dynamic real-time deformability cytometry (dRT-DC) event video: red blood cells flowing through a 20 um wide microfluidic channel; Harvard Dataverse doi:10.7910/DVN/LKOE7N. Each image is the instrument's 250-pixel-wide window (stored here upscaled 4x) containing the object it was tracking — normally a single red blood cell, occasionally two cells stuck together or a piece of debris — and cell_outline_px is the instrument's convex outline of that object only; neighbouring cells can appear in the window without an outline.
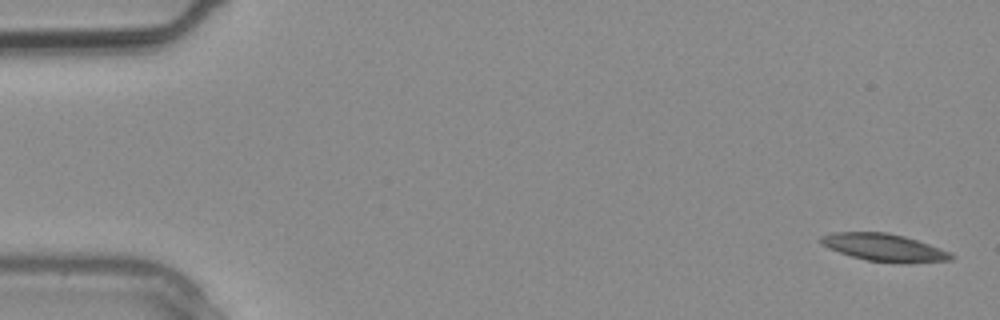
{"species": "common noctule bat (a hibernating species)", "species_latin": "Nyctalus noctula", "temperature_condition": "warm", "stored_images_in_passage": 4, "camera_frame_rate_fps": 3000, "um_per_image_px": 0.085, "animal": {"sex": "male", "body_mass_g": 20.4}, "frame": {"image": 1, "passage_image": 1, "time_ms": 0.0, "image_size_px": [1000, 320], "cell_outline_px": [[956, 256], [952, 260], [868, 260], [852, 256], [828, 248], [820, 244], [820, 236], [832, 232], [888, 232], [904, 236], [952, 252]], "centroid_in_image_um": [75.06, 20.97], "position_along_channel_um": 9.9, "area_um2": 19.83}}